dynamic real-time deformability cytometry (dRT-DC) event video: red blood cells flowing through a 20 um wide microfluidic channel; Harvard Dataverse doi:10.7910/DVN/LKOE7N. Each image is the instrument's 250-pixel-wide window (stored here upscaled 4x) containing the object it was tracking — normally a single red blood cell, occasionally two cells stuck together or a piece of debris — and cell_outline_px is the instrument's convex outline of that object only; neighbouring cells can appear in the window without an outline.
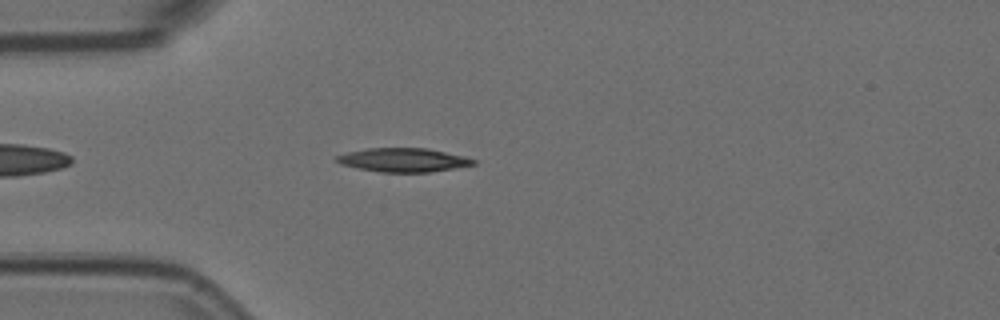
{"species": "Egyptian fruit bat (a non-hibernating species)", "species_latin": "Rousettus aegyptiacus", "temperature_condition": "room temperature", "stored_images_in_passage": 44, "camera_frame_rate_fps": 3000, "um_per_image_px": 0.085, "animal": {"sex": "female"}, "frame": {"image": 1, "passage_image": 3, "time_ms": 0.667, "image_size_px": [1000, 320], "cell_outline_px": [[476, 164], [428, 172], [380, 172], [340, 164], [336, 160], [336, 156], [348, 152], [368, 148], [428, 148], [464, 156], [476, 160]], "centroid_in_image_um": [34.29, 13.59], "position_along_channel_um": 50.7, "area_um2": 18.73}}
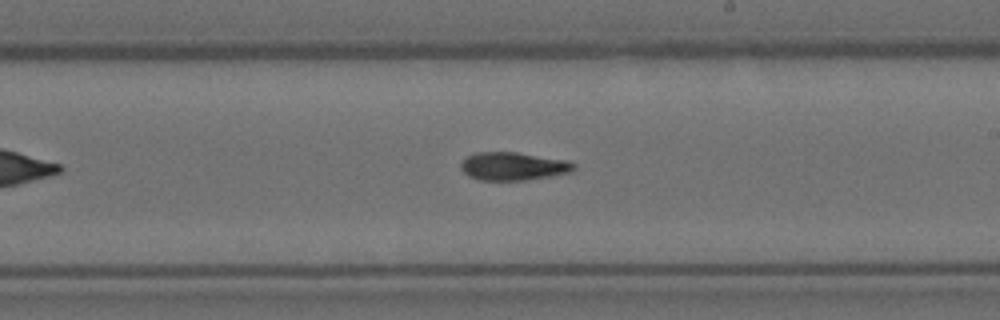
{"frame": {"image": 2, "passage_image": 20, "time_ms": 6.333, "image_size_px": [1000, 320], "cell_outline_px": [[576, 168], [568, 172], [552, 176], [524, 180], [480, 180], [468, 176], [460, 168], [460, 164], [468, 156], [476, 152], [516, 152], [568, 160], [576, 164]], "centroid_in_image_um": [43.63, 14.13], "position_along_channel_um": 245.4, "area_um2": 18.5}}
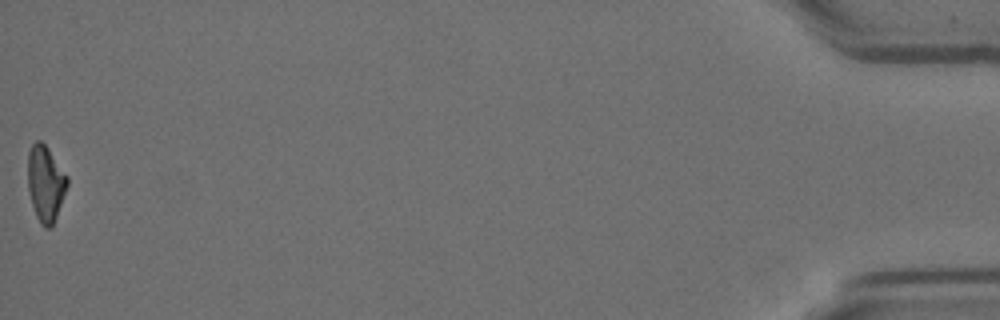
{"frame": {"image": 3, "passage_image": 44, "time_ms": 14.333, "image_size_px": [1000, 320], "cell_outline_px": [[68, 184], [52, 228], [44, 228], [40, 224], [36, 216], [32, 204], [28, 188], [28, 152], [32, 144], [36, 140], [40, 140], [48, 148], [68, 176]], "centroid_in_image_um": [3.87, 15.6], "position_along_channel_um": 431.3, "area_um2": 17.46}, "authors_computed_cell_mechanics": {"area_um2": 18.5249, "velocity_mm_per_s": 3.5874, "shape_relaxation_time_tau1_ms": 8.6793, "shape_relaxation_time_tau2_ms": null, "deformation_change_tau1": 0.2301, "deformation_change_tau2": null}}